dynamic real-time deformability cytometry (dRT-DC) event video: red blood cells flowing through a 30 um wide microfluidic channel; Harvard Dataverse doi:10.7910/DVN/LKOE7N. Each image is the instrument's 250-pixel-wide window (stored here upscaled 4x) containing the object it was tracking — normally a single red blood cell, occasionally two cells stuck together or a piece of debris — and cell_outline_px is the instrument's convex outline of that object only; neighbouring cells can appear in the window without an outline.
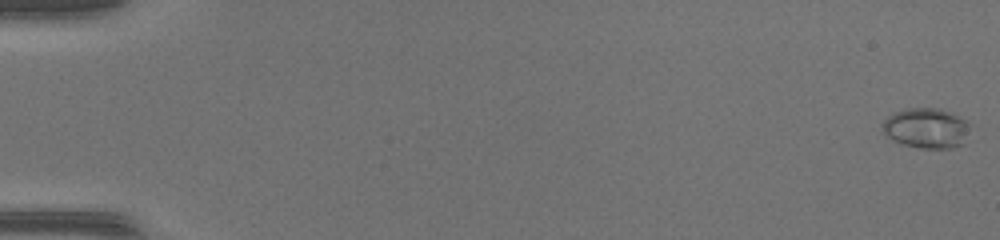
{"species": "common noctule bat (a hibernating species)", "species_latin": "Nyctalus noctula", "temperature_condition": "warm", "stored_images_in_passage": 52, "camera_frame_rate_fps": 3000, "um_per_image_px": 0.085, "animal": {"sex": "female", "body_mass_g": 17.0, "forearm_length_mm": 48.0}, "frame": {"image": 1, "passage_image": 1, "time_ms": 0.0, "image_size_px": [1000, 240], "cell_outline_px": [[972, 124], [964, 144], [952, 148], [920, 148], [900, 144], [892, 140], [884, 132], [880, 124], [888, 116], [896, 112], [908, 108], [940, 108], [968, 120]], "centroid_in_image_um": [78.78, 10.9], "position_along_channel_um": 6.2, "area_um2": 20.87}}
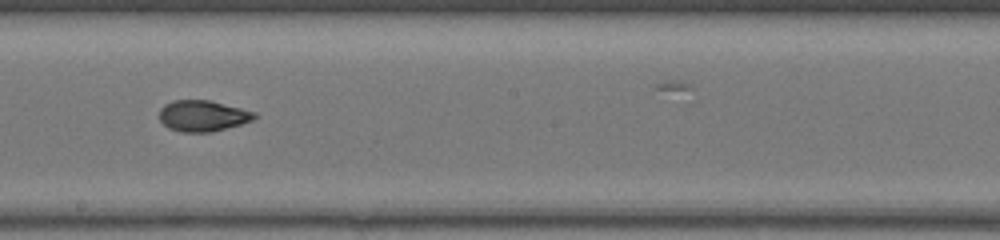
{"frame": {"image": 2, "passage_image": 31, "time_ms": 10.0, "image_size_px": [1000, 240], "cell_outline_px": [[256, 116], [252, 120], [240, 124], [212, 132], [180, 132], [168, 128], [160, 120], [160, 108], [164, 104], [172, 100], [208, 100], [256, 112]], "centroid_in_image_um": [17.2, 9.85], "position_along_channel_um": 231.0, "area_um2": 17.11}}
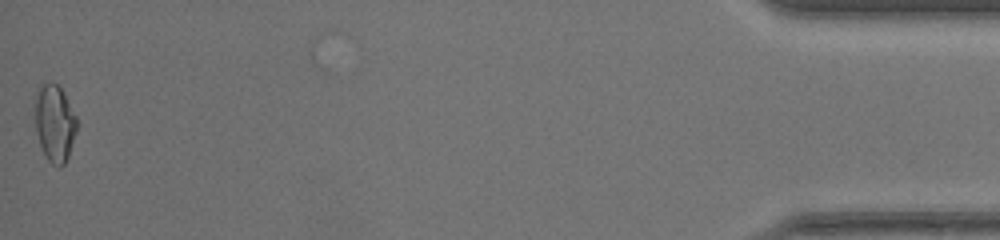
{"frame": {"image": 3, "passage_image": 52, "time_ms": 17.0, "image_size_px": [1000, 240], "cell_outline_px": [[76, 132], [68, 156], [64, 164], [60, 168], [52, 164], [48, 160], [40, 144], [36, 132], [36, 96], [40, 88], [44, 84], [56, 84], [60, 88], [76, 116]], "centroid_in_image_um": [4.66, 10.53], "position_along_channel_um": 430.5, "area_um2": 18.09}, "authors_computed_cell_mechanics": {"area_um2": 17.7157, "velocity_mm_per_s": 4.176, "shape_relaxation_time_tau1_ms": 4.772, "shape_relaxation_time_tau2_ms": 1.5475, "deformation_change_tau1": 0.2, "deformation_change_tau2": 0.0608}}